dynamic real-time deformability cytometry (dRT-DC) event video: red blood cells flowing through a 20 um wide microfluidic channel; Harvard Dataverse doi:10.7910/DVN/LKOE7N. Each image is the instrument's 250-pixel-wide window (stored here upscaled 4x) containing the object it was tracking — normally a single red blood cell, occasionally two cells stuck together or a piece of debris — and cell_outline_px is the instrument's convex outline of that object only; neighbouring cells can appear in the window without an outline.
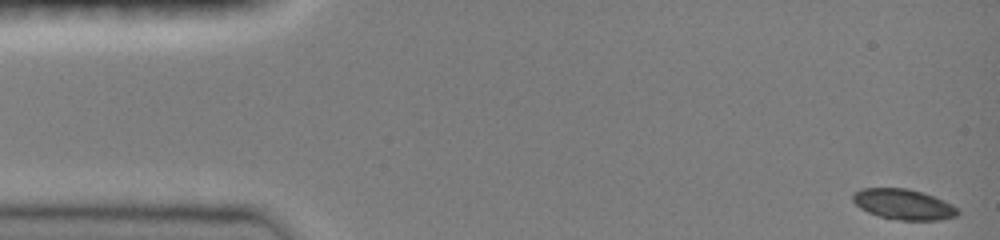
{"species": "common noctule bat (a hibernating species)", "species_latin": "Nyctalus noctula", "temperature_condition": "room temperature", "stored_images_in_passage": 45, "camera_frame_rate_fps": 3000, "um_per_image_px": 0.085, "animal": {"sex": "female", "body_mass_g": 19.0, "forearm_length_mm": 51.5}, "frame": {"image": 1, "passage_image": 1, "time_ms": 0.0, "image_size_px": [1000, 240], "cell_outline_px": [[960, 212], [956, 216], [940, 220], [900, 220], [880, 216], [868, 212], [860, 208], [852, 200], [852, 192], [860, 188], [908, 188], [944, 200], [956, 208]], "centroid_in_image_um": [76.76, 17.36], "position_along_channel_um": 8.2, "area_um2": 18.55}}
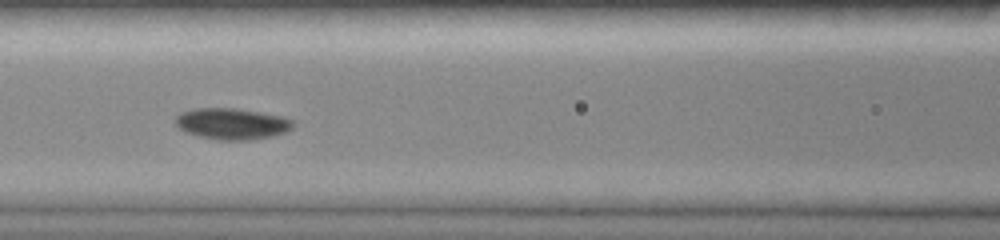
{"frame": {"image": 2, "passage_image": 20, "time_ms": 6.333, "image_size_px": [1000, 240], "cell_outline_px": [[296, 124], [288, 132], [272, 136], [248, 140], [216, 140], [200, 136], [188, 132], [180, 128], [176, 124], [176, 116], [180, 112], [192, 108], [236, 108], [284, 116], [292, 120]], "centroid_in_image_um": [19.76, 10.51], "position_along_channel_um": 146.8, "area_um2": 21.56}}
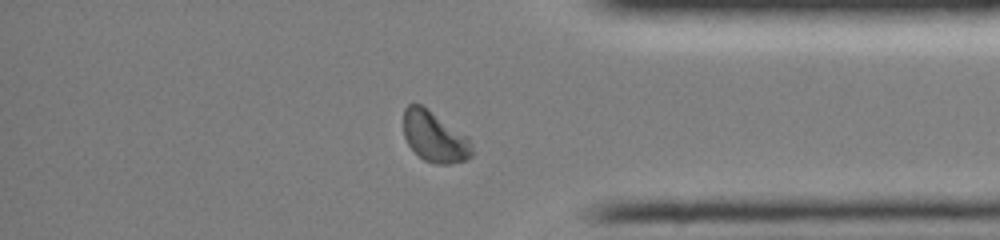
{"frame": {"image": 3, "passage_image": 39, "time_ms": 12.667, "image_size_px": [1000, 240], "cell_outline_px": [[472, 156], [464, 160], [452, 164], [436, 164], [424, 160], [408, 144], [404, 136], [404, 108], [408, 104], [420, 104], [428, 108], [468, 136], [472, 148]], "centroid_in_image_um": [36.94, 11.61], "position_along_channel_um": 398.3, "area_um2": 20.23}, "authors_computed_cell_mechanics": {"area_um2": 20.23, "velocity_mm_per_s": 4.0478, "shape_relaxation_time_tau1_ms": 3.5638, "shape_relaxation_time_tau2_ms": null, "deformation_change_tau1": 0.1109, "deformation_change_tau2": null}}